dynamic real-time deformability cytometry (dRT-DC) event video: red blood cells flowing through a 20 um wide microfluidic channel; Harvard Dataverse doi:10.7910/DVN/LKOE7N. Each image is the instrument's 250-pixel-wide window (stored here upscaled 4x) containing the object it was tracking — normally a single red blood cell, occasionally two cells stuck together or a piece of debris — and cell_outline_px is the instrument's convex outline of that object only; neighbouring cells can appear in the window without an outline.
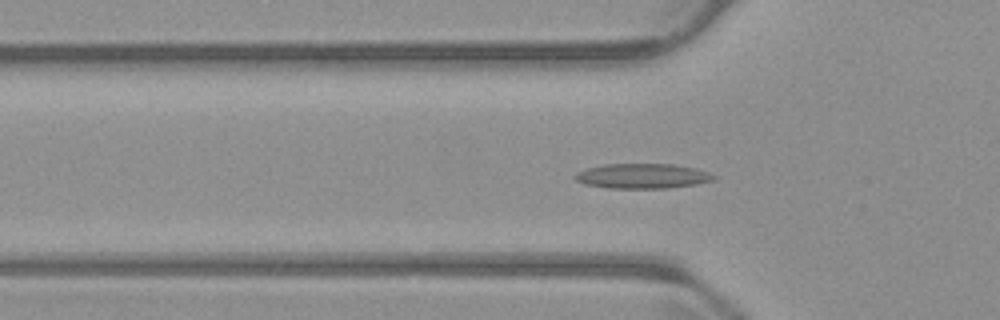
{"species": "common noctule bat (a hibernating species)", "species_latin": "Nyctalus noctula", "temperature_condition": "warm", "stored_images_in_passage": 56, "camera_frame_rate_fps": 3000, "um_per_image_px": 0.085, "animal": {"sex": "male", "body_mass_g": 23.1, "forearm_length_mm": 52.7}, "frame": {"image": 1, "passage_image": 18, "time_ms": 5.667, "image_size_px": [1000, 320], "cell_outline_px": [[716, 180], [696, 184], [668, 188], [608, 188], [584, 184], [576, 180], [572, 176], [576, 172], [584, 168], [604, 164], [676, 164], [696, 168], [708, 172], [716, 176]], "centroid_in_image_um": [54.59, 14.96], "position_along_channel_um": 71.2, "area_um2": 20.4}}
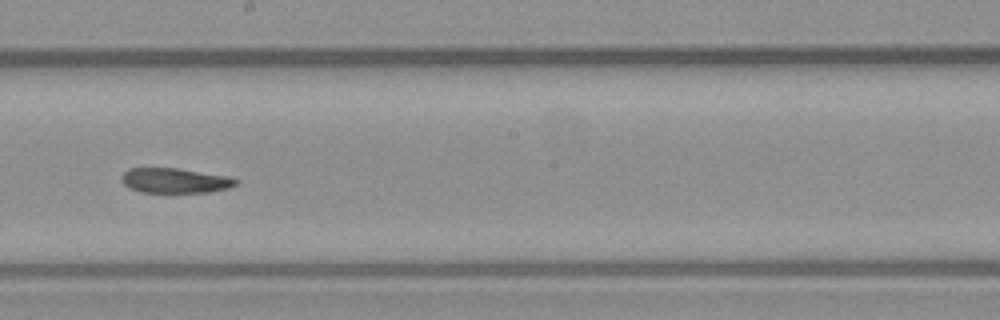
{"frame": {"image": 2, "passage_image": 31, "time_ms": 10.0, "image_size_px": [1000, 320], "cell_outline_px": [[240, 180], [236, 184], [228, 188], [208, 192], [140, 192], [128, 188], [120, 180], [120, 176], [128, 168], [176, 168], [228, 176]], "centroid_in_image_um": [14.83, 15.34], "position_along_channel_um": 233.4, "area_um2": 16.65}}
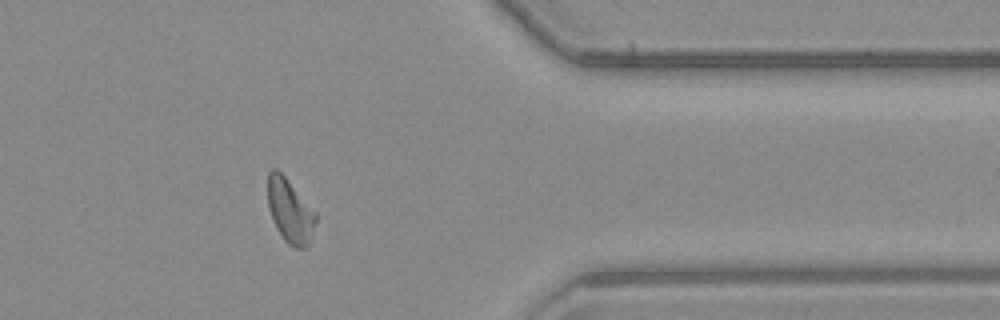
{"frame": {"image": 3, "passage_image": 45, "time_ms": 14.667, "image_size_px": [1000, 320], "cell_outline_px": [[316, 220], [308, 244], [304, 248], [296, 248], [288, 244], [284, 240], [276, 228], [272, 220], [268, 208], [268, 172], [272, 168], [276, 168], [284, 176], [316, 212]], "centroid_in_image_um": [24.62, 17.93], "position_along_channel_um": 386.8, "area_um2": 17.69}, "authors_computed_cell_mechanics": {"area_um2": 18.2648, "velocity_mm_per_s": 3.7243, "shape_relaxation_time_tau1_ms": null, "shape_relaxation_time_tau2_ms": 5.6707, "deformation_change_tau1": null, "deformation_change_tau2": 0.1255}}